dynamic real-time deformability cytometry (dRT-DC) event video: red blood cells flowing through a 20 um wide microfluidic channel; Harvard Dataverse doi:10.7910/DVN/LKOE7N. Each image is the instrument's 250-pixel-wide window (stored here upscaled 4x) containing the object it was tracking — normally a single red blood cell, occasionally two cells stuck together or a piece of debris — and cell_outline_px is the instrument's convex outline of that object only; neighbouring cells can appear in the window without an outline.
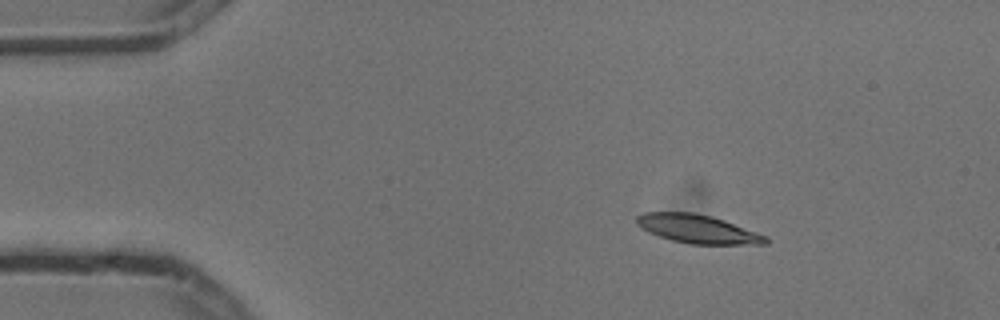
{"species": "common noctule bat (a hibernating species)", "species_latin": "Nyctalus noctula", "temperature_condition": "cold", "stored_images_in_passage": 3, "camera_frame_rate_fps": 3000, "um_per_image_px": 0.085, "animal": {"sex": "male", "body_mass_g": 13.3}, "frame": {"image": 1, "passage_image": 1, "time_ms": 0.0, "image_size_px": [1000, 320], "cell_outline_px": [[768, 244], [688, 244], [672, 240], [648, 232], [640, 228], [636, 224], [636, 216], [644, 212], [692, 212], [712, 216], [724, 220], [768, 236]], "centroid_in_image_um": [59.29, 19.46], "position_along_channel_um": 25.7, "area_um2": 21.56}}